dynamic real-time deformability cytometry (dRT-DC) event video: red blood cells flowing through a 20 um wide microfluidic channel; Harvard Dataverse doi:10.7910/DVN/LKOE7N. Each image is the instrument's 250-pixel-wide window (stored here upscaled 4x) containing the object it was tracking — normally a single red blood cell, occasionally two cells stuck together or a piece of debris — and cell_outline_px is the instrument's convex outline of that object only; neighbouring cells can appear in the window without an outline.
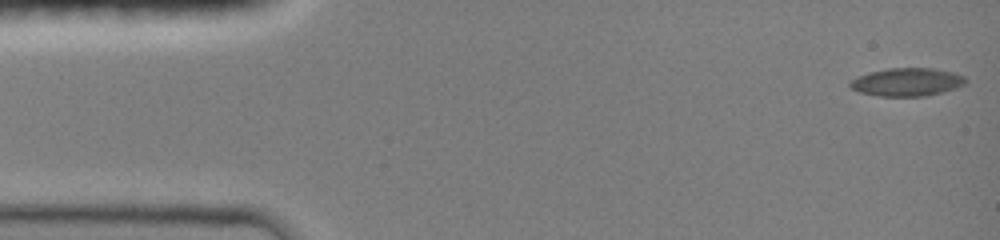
{"species": "common noctule bat (a hibernating species)", "species_latin": "Nyctalus noctula", "temperature_condition": "room temperature", "stored_images_in_passage": 47, "camera_frame_rate_fps": 3000, "um_per_image_px": 0.085, "animal": {"sex": "female", "body_mass_g": 19.0, "forearm_length_mm": 51.5}, "frame": {"image": 1, "passage_image": 1, "time_ms": 0.0, "image_size_px": [1000, 240], "cell_outline_px": [[968, 80], [964, 84], [956, 88], [924, 96], [880, 96], [860, 92], [852, 88], [848, 84], [856, 76], [868, 72], [888, 68], [932, 68], [952, 72], [964, 76]], "centroid_in_image_um": [77.08, 6.96], "position_along_channel_um": 7.9, "area_um2": 18.84}}
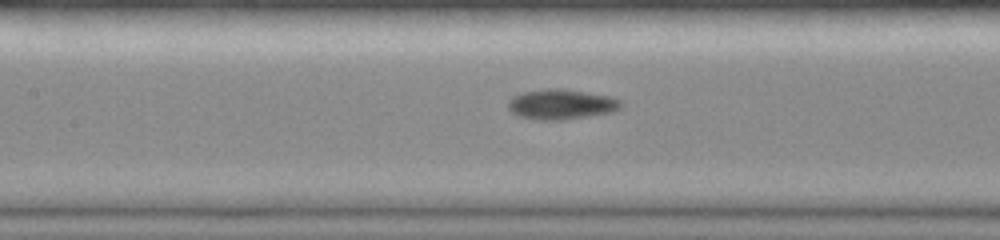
{"frame": {"image": 2, "passage_image": 21, "time_ms": 6.667, "image_size_px": [1000, 240], "cell_outline_px": [[624, 104], [620, 108], [612, 112], [564, 120], [540, 120], [520, 116], [512, 112], [508, 108], [508, 100], [512, 96], [524, 92], [544, 88], [564, 88], [612, 96], [624, 100]], "centroid_in_image_um": [47.76, 8.85], "position_along_channel_um": 159.6, "area_um2": 20.17}}
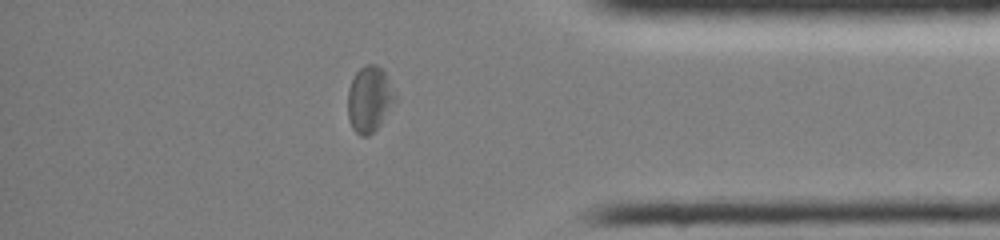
{"frame": {"image": 3, "passage_image": 40, "time_ms": 13.0, "image_size_px": [1000, 240], "cell_outline_px": [[396, 100], [380, 124], [368, 136], [360, 136], [352, 128], [348, 116], [348, 88], [356, 72], [364, 64], [376, 64], [384, 72], [396, 96]], "centroid_in_image_um": [31.38, 8.42], "position_along_channel_um": 403.8, "area_um2": 17.92}, "authors_computed_cell_mechanics": {"area_um2": 18.6116, "velocity_mm_per_s": 4.0255, "shape_relaxation_time_tau1_ms": 5.4595, "shape_relaxation_time_tau2_ms": 4.7032, "deformation_change_tau1": 0.1693, "deformation_change_tau2": 0.1014}}